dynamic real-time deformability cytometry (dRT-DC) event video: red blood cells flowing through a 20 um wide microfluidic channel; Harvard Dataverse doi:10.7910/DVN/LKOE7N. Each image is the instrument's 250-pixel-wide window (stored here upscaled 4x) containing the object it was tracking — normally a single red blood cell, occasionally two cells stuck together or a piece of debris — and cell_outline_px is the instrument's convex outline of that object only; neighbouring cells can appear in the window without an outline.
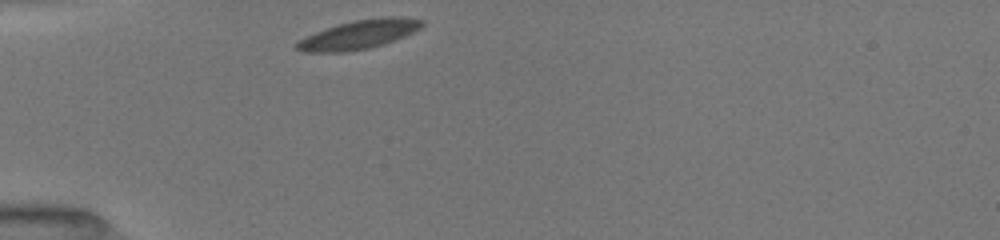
{"species": "common noctule bat (a hibernating species)", "species_latin": "Nyctalus noctula", "temperature_condition": "room temperature", "stored_images_in_passage": 32, "camera_frame_rate_fps": 3000, "um_per_image_px": 0.085, "animal": {"sex": "female", "body_mass_g": 19.5, "forearm_length_mm": 54.1}, "frame": {"image": 1, "passage_image": 1, "time_ms": 0.0, "image_size_px": [1000, 240], "cell_outline_px": [[424, 24], [420, 28], [404, 36], [384, 44], [368, 48], [344, 52], [304, 52], [296, 48], [296, 44], [300, 40], [324, 28], [336, 24], [352, 20], [380, 16], [400, 16], [424, 20]], "centroid_in_image_um": [30.54, 2.91], "position_along_channel_um": 54.5, "area_um2": 21.15}}
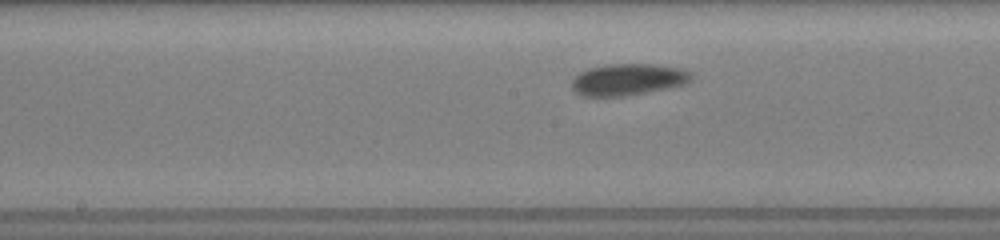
{"frame": {"image": 2, "passage_image": 13, "time_ms": 4.0, "image_size_px": [1000, 240], "cell_outline_px": [[692, 80], [684, 84], [668, 88], [628, 96], [584, 96], [576, 92], [572, 88], [572, 80], [580, 72], [588, 68], [608, 64], [652, 64], [680, 68], [688, 72], [692, 76]], "centroid_in_image_um": [53.37, 6.76], "position_along_channel_um": 194.8, "area_um2": 21.96}}
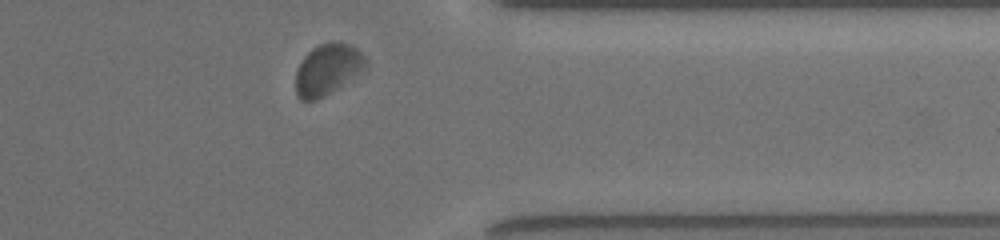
{"frame": {"image": 3, "passage_image": 28, "time_ms": 9.0, "image_size_px": [1000, 240], "cell_outline_px": [[368, 60], [364, 68], [360, 72], [332, 92], [316, 100], [300, 100], [296, 96], [296, 72], [304, 56], [312, 48], [328, 40], [336, 40], [348, 44], [356, 48]], "centroid_in_image_um": [27.83, 5.88], "position_along_channel_um": 383.6, "area_um2": 20.87}, "authors_computed_cell_mechanics": {"area_um2": 21.0392, "velocity_mm_per_s": 3.8807, "shape_relaxation_time_tau1_ms": 1.9291, "shape_relaxation_time_tau2_ms": null, "deformation_change_tau1": 0.0859, "deformation_change_tau2": null}}